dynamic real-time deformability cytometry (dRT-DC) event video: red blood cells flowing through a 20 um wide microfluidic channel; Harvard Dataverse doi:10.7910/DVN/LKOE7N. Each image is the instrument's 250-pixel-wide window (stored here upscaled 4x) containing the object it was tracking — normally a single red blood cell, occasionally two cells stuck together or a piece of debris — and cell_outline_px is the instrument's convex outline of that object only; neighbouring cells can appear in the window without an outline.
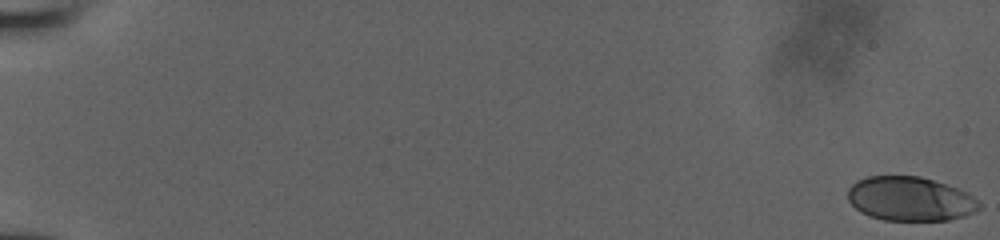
{"species": "human", "species_latin": "Homo sapiens", "temperature_condition": "room temperature", "stored_images_in_passage": 82, "camera_frame_rate_fps": 3000, "um_per_image_px": 0.085, "donor": {"sex": "male"}, "frame": {"image": 1, "passage_image": 1, "time_ms": 0.0, "image_size_px": [1000, 240], "cell_outline_px": [[980, 208], [964, 216], [948, 220], [884, 220], [868, 216], [860, 212], [848, 200], [848, 188], [856, 180], [864, 176], [920, 176], [968, 192], [980, 204]], "centroid_in_image_um": [77.31, 16.9], "position_along_channel_um": 7.7, "area_um2": 33.76}}
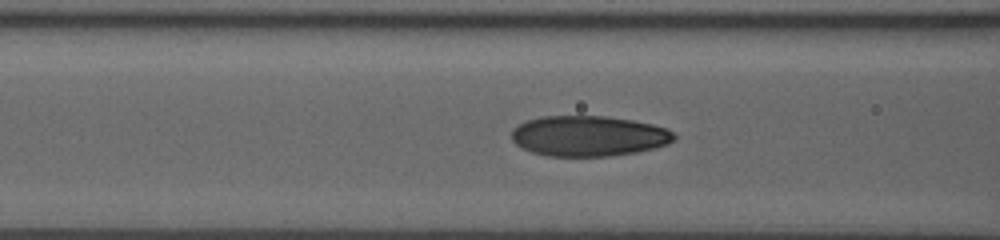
{"frame": {"image": 2, "passage_image": 54, "time_ms": 8.667, "image_size_px": [1000, 240], "cell_outline_px": [[676, 136], [668, 144], [636, 152], [612, 156], [548, 156], [532, 152], [516, 144], [512, 140], [512, 128], [528, 120], [540, 116], [604, 116], [632, 120], [652, 124], [664, 128], [672, 132]], "centroid_in_image_um": [50.01, 11.56], "position_along_channel_um": 116.6, "area_um2": 38.15}}
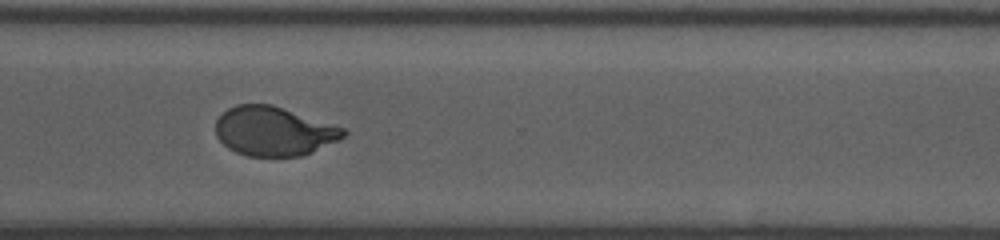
{"frame": {"image": 3, "passage_image": 81, "time_ms": 14.667, "image_size_px": [1000, 240], "cell_outline_px": [[348, 132], [340, 140], [312, 152], [300, 156], [248, 156], [236, 152], [228, 148], [216, 136], [216, 120], [228, 108], [236, 104], [272, 104], [344, 128]], "centroid_in_image_um": [23.27, 11.15], "position_along_channel_um": 347.3, "area_um2": 36.53}}